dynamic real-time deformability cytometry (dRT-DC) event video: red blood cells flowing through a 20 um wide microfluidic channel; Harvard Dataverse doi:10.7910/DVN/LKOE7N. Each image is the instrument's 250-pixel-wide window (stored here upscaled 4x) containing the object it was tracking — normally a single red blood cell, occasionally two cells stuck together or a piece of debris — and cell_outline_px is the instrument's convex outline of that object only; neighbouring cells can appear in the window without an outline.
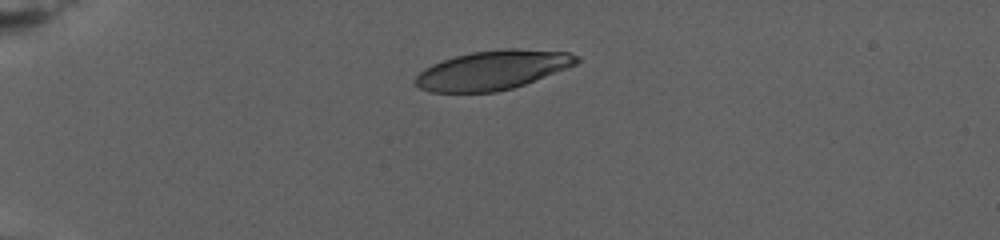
{"species": "human", "species_latin": "Homo sapiens", "temperature_condition": "warm", "stored_images_in_passage": 22, "camera_frame_rate_fps": 3000, "um_per_image_px": 0.085, "donor": {"sex": "female"}, "frame": {"image": 1, "passage_image": 1, "time_ms": 0.0, "image_size_px": [1000, 240], "cell_outline_px": [[580, 60], [576, 64], [524, 84], [512, 88], [496, 92], [428, 92], [412, 84], [416, 76], [424, 68], [432, 64], [456, 56], [472, 52], [504, 48], [516, 48], [568, 52], [580, 56]], "centroid_in_image_um": [41.84, 5.96], "position_along_channel_um": 43.2, "area_um2": 36.7}}
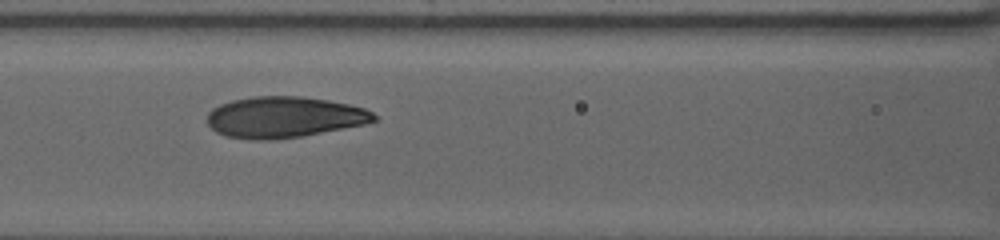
{"frame": {"image": 2, "passage_image": 15, "time_ms": 5.667, "image_size_px": [1000, 240], "cell_outline_px": [[376, 120], [364, 124], [300, 136], [272, 140], [252, 140], [224, 136], [216, 132], [208, 124], [208, 112], [212, 108], [220, 104], [232, 100], [252, 96], [300, 96], [328, 100], [348, 104], [364, 108], [372, 112], [376, 116]], "centroid_in_image_um": [24.11, 9.95], "position_along_channel_um": 142.5, "area_um2": 39.82}}
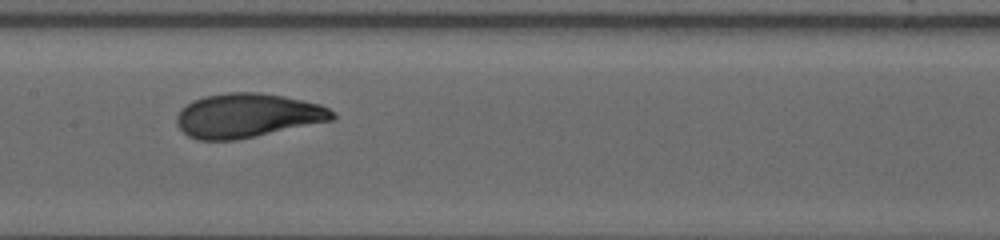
{"frame": {"image": 3, "passage_image": 21, "time_ms": 7.333, "image_size_px": [1000, 240], "cell_outline_px": [[336, 116], [332, 120], [236, 140], [196, 140], [188, 136], [176, 124], [176, 116], [180, 108], [192, 100], [204, 96], [228, 92], [260, 92], [284, 96], [320, 104], [328, 108]], "centroid_in_image_um": [20.98, 9.81], "position_along_channel_um": 186.4, "area_um2": 40.06}}